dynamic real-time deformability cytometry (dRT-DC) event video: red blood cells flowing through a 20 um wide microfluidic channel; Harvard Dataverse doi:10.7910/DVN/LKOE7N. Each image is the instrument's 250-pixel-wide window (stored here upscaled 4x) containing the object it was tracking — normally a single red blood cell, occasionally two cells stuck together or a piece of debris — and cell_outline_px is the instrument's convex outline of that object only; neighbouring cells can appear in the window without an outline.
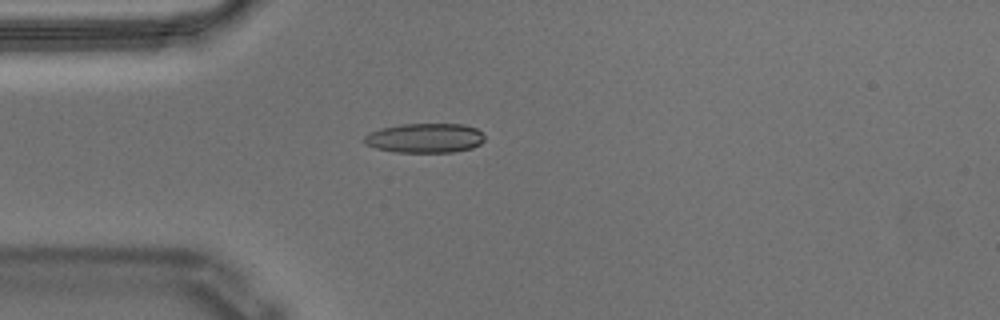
{"species": "Egyptian fruit bat (a non-hibernating species)", "species_latin": "Rousettus aegyptiacus", "temperature_condition": "warm", "stored_images_in_passage": 42, "camera_frame_rate_fps": 3000, "um_per_image_px": 0.085, "animal": {"sex": "male"}, "frame": {"image": 1, "passage_image": 1, "time_ms": 0.0, "image_size_px": [1000, 320], "cell_outline_px": [[484, 140], [480, 144], [472, 148], [452, 152], [396, 152], [376, 148], [364, 144], [364, 136], [368, 132], [380, 128], [404, 124], [464, 124], [476, 128], [484, 136]], "centroid_in_image_um": [36.1, 11.73], "position_along_channel_um": 48.9, "area_um2": 20.75}}
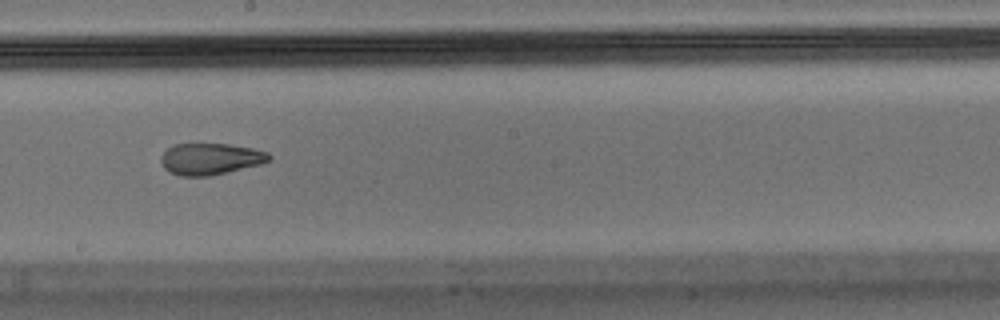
{"frame": {"image": 2, "passage_image": 17, "time_ms": 5.333, "image_size_px": [1000, 320], "cell_outline_px": [[272, 160], [260, 164], [228, 172], [208, 176], [180, 176], [168, 172], [164, 168], [160, 160], [160, 156], [172, 144], [228, 144], [252, 148], [268, 152], [272, 156]], "centroid_in_image_um": [17.88, 13.51], "position_along_channel_um": 230.3, "area_um2": 20.0}}
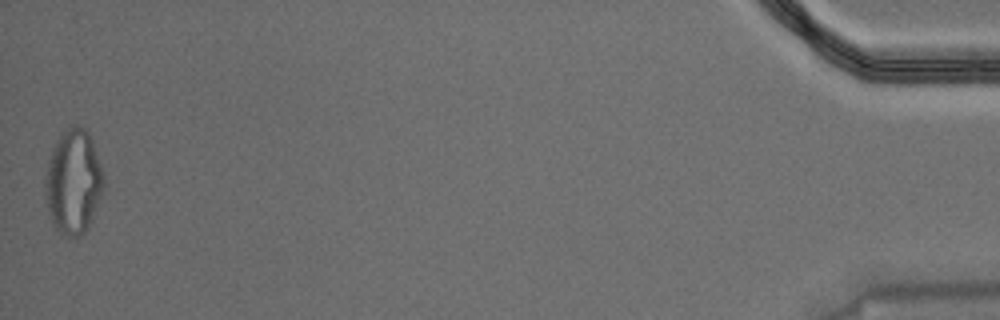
{"frame": {"image": 3, "passage_image": 42, "time_ms": 13.667, "image_size_px": [1000, 320], "cell_outline_px": [[104, 188], [92, 220], [88, 228], [80, 236], [60, 236], [52, 224], [48, 212], [44, 196], [44, 180], [52, 148], [60, 132], [76, 124], [84, 128], [88, 132], [92, 140], [104, 172]], "centroid_in_image_um": [6.23, 15.47], "position_along_channel_um": 429.0, "area_um2": 36.3}, "authors_computed_cell_mechanics": {"area_um2": 21.2704, "velocity_mm_per_s": 3.5613, "shape_relaxation_time_tau1_ms": null, "shape_relaxation_time_tau2_ms": 2.5389, "deformation_change_tau1": null, "deformation_change_tau2": 0.0943}}